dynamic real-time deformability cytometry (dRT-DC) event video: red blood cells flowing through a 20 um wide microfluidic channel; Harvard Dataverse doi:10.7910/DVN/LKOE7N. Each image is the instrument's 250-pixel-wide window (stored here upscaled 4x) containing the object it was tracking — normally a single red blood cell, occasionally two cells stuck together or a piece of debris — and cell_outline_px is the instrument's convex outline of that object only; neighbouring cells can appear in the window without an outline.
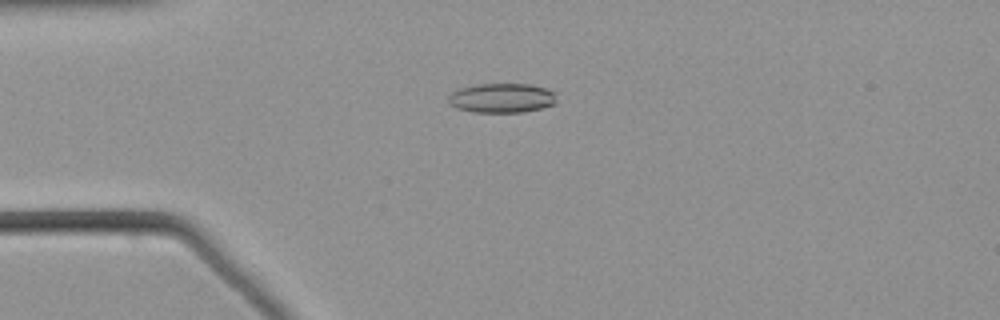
{"species": "common noctule bat (a hibernating species)", "species_latin": "Nyctalus noctula", "temperature_condition": "warm", "stored_images_in_passage": 50, "camera_frame_rate_fps": 3000, "um_per_image_px": 0.085, "animal": {"sex": "male", "body_mass_g": 21.5, "forearm_length_mm": 52.0}, "frame": {"image": 1, "passage_image": 10, "time_ms": 3.0, "image_size_px": [1000, 320], "cell_outline_px": [[556, 104], [524, 112], [472, 112], [456, 108], [448, 104], [448, 96], [452, 92], [460, 88], [476, 84], [528, 84], [544, 88], [556, 92]], "centroid_in_image_um": [42.64, 8.33], "position_along_channel_um": 42.4, "area_um2": 18.73}}
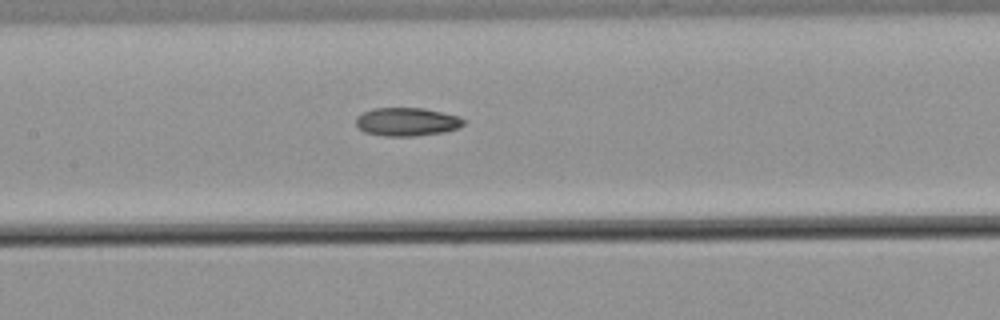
{"frame": {"image": 2, "passage_image": 22, "time_ms": 7.0, "image_size_px": [1000, 320], "cell_outline_px": [[468, 120], [460, 128], [444, 132], [416, 136], [384, 136], [364, 132], [356, 124], [356, 116], [372, 108], [424, 108], [460, 116]], "centroid_in_image_um": [34.63, 10.35], "position_along_channel_um": 172.8, "area_um2": 18.03}}
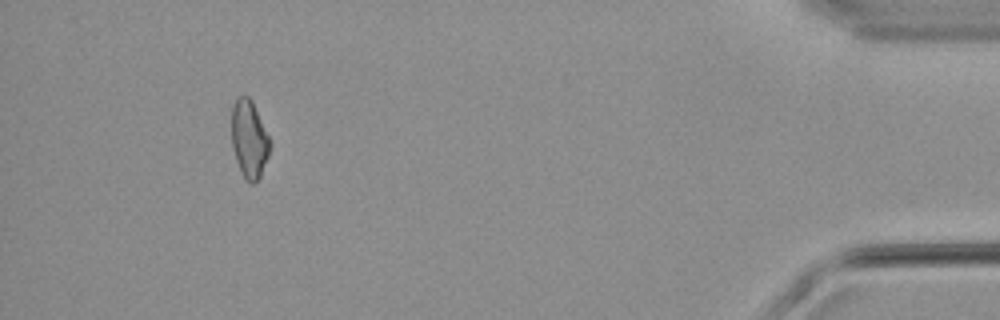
{"frame": {"image": 3, "passage_image": 46, "time_ms": 15.0, "image_size_px": [1000, 320], "cell_outline_px": [[272, 144], [268, 156], [260, 176], [252, 184], [244, 176], [236, 160], [232, 148], [232, 104], [236, 96], [248, 96], [252, 100]], "centroid_in_image_um": [21.18, 11.77], "position_along_channel_um": 414.0, "area_um2": 17.22}}